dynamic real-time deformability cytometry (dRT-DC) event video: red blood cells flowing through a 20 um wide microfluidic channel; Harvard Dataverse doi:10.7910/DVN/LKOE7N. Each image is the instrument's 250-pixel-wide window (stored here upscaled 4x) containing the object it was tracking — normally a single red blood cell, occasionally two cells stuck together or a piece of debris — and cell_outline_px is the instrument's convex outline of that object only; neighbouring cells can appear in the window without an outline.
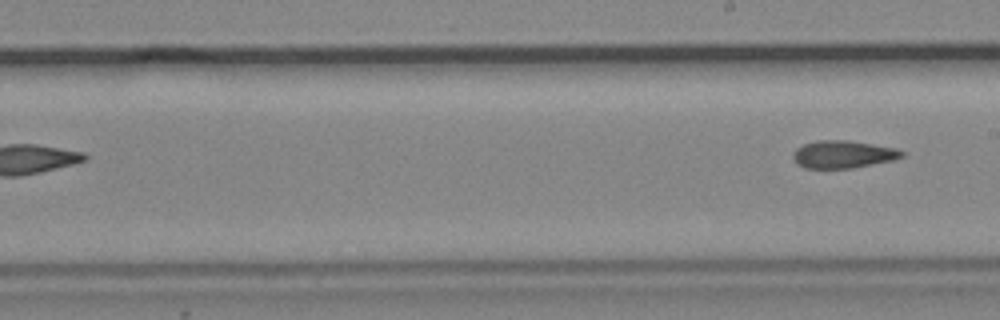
{"species": "common noctule bat (a hibernating species)", "species_latin": "Nyctalus noctula", "temperature_condition": "cold", "stored_images_in_passage": 9, "segment_of_instrument_passage": [2, 2], "camera_frame_rate_fps": 3000, "um_per_image_px": 0.085, "animal": {"sex": "male", "body_mass_g": 19.2, "forearm_length_mm": 51.8}, "frame": {"image": 1, "passage_image": 9, "time_ms": 2.667, "image_size_px": [1000, 320], "cell_outline_px": [[904, 156], [892, 160], [852, 168], [804, 168], [796, 164], [792, 156], [792, 152], [796, 148], [804, 144], [816, 140], [848, 140], [896, 148], [904, 152]], "centroid_in_image_um": [71.61, 13.11], "position_along_channel_um": 217.4, "area_um2": 17.51}}